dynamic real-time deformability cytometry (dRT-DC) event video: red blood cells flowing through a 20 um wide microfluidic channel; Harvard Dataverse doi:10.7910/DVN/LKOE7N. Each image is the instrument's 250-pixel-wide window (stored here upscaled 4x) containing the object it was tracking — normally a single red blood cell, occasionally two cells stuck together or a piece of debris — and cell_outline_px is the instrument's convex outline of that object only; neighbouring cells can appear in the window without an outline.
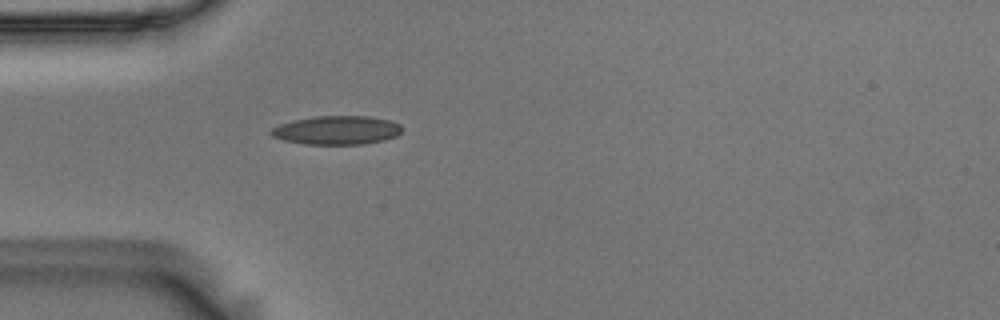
{"species": "Egyptian fruit bat (a non-hibernating species)", "species_latin": "Rousettus aegyptiacus", "temperature_condition": "room temperature", "stored_images_in_passage": 33, "camera_frame_rate_fps": 3000, "um_per_image_px": 0.085, "animal": {"sex": "male"}, "frame": {"image": 1, "passage_image": 1, "time_ms": 0.0, "image_size_px": [1000, 320], "cell_outline_px": [[400, 132], [396, 136], [384, 140], [364, 144], [304, 144], [284, 140], [272, 136], [268, 132], [272, 128], [280, 124], [292, 120], [316, 116], [368, 116], [388, 120], [400, 124]], "centroid_in_image_um": [28.59, 11.06], "position_along_channel_um": 56.4, "area_um2": 21.85}}
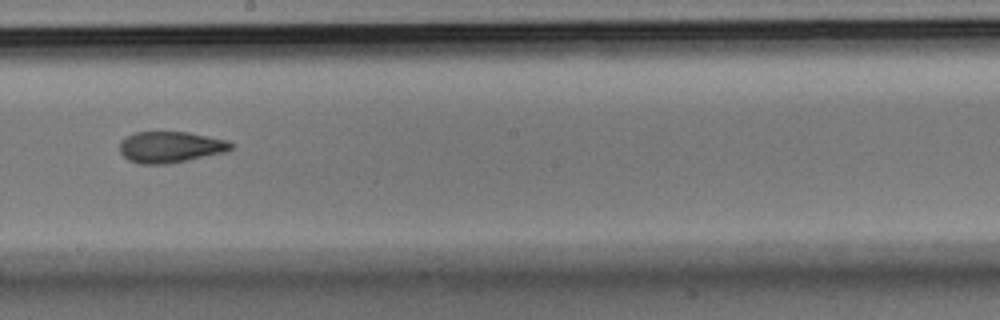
{"frame": {"image": 2, "passage_image": 16, "time_ms": 5.0, "image_size_px": [1000, 320], "cell_outline_px": [[236, 144], [232, 148], [224, 152], [164, 164], [140, 164], [128, 160], [120, 152], [120, 140], [124, 136], [136, 132], [188, 132], [228, 140]], "centroid_in_image_um": [14.46, 12.48], "position_along_channel_um": 233.7, "area_um2": 20.17}}
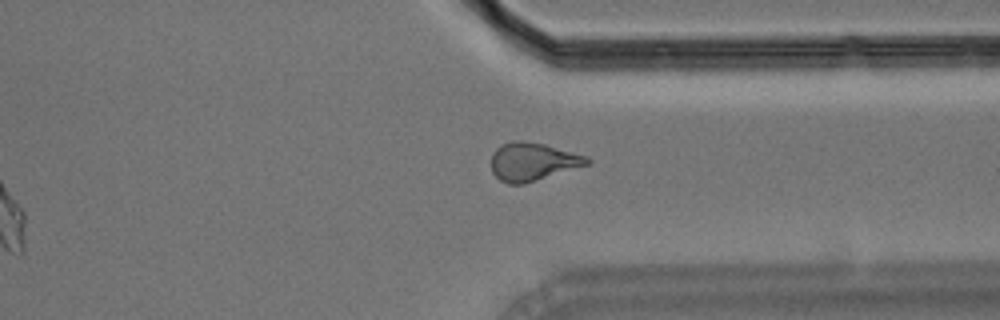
{"frame": {"image": 3, "passage_image": 27, "time_ms": 8.667, "image_size_px": [1000, 320], "cell_outline_px": [[592, 160], [588, 164], [524, 184], [508, 184], [500, 180], [492, 172], [492, 152], [500, 144], [512, 140], [520, 140], [544, 144], [588, 156]], "centroid_in_image_um": [45.26, 13.73], "position_along_channel_um": 366.1, "area_um2": 21.27}, "authors_computed_cell_mechanics": {"area_um2": 20.6346, "velocity_mm_per_s": 3.6202, "shape_relaxation_time_tau1_ms": null, "shape_relaxation_time_tau2_ms": 2.9302, "deformation_change_tau1": null, "deformation_change_tau2": 0.1034}}